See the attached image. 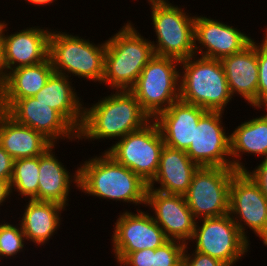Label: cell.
Wrapping results in <instances>:
<instances>
[{
    "instance_id": "cell-1",
    "label": "cell",
    "mask_w": 267,
    "mask_h": 266,
    "mask_svg": "<svg viewBox=\"0 0 267 266\" xmlns=\"http://www.w3.org/2000/svg\"><path fill=\"white\" fill-rule=\"evenodd\" d=\"M150 121L131 91L116 90L92 107H84L82 125L77 132L78 142L82 138L91 141L105 138L119 140Z\"/></svg>"
},
{
    "instance_id": "cell-2",
    "label": "cell",
    "mask_w": 267,
    "mask_h": 266,
    "mask_svg": "<svg viewBox=\"0 0 267 266\" xmlns=\"http://www.w3.org/2000/svg\"><path fill=\"white\" fill-rule=\"evenodd\" d=\"M78 169V189L85 194L146 207L148 183L106 152L86 160Z\"/></svg>"
},
{
    "instance_id": "cell-3",
    "label": "cell",
    "mask_w": 267,
    "mask_h": 266,
    "mask_svg": "<svg viewBox=\"0 0 267 266\" xmlns=\"http://www.w3.org/2000/svg\"><path fill=\"white\" fill-rule=\"evenodd\" d=\"M151 40L144 38L127 21L106 40L102 83L113 90H131L143 68L154 56Z\"/></svg>"
},
{
    "instance_id": "cell-4",
    "label": "cell",
    "mask_w": 267,
    "mask_h": 266,
    "mask_svg": "<svg viewBox=\"0 0 267 266\" xmlns=\"http://www.w3.org/2000/svg\"><path fill=\"white\" fill-rule=\"evenodd\" d=\"M180 64V100L208 111L224 112L233 96L221 61L194 54Z\"/></svg>"
},
{
    "instance_id": "cell-5",
    "label": "cell",
    "mask_w": 267,
    "mask_h": 266,
    "mask_svg": "<svg viewBox=\"0 0 267 266\" xmlns=\"http://www.w3.org/2000/svg\"><path fill=\"white\" fill-rule=\"evenodd\" d=\"M90 42L77 35L51 30L48 58L54 72L67 77L72 73V76L102 84L106 40L97 45Z\"/></svg>"
},
{
    "instance_id": "cell-6",
    "label": "cell",
    "mask_w": 267,
    "mask_h": 266,
    "mask_svg": "<svg viewBox=\"0 0 267 266\" xmlns=\"http://www.w3.org/2000/svg\"><path fill=\"white\" fill-rule=\"evenodd\" d=\"M156 43L151 41L155 55L184 60L195 54V15L173 5L169 0H147Z\"/></svg>"
},
{
    "instance_id": "cell-7",
    "label": "cell",
    "mask_w": 267,
    "mask_h": 266,
    "mask_svg": "<svg viewBox=\"0 0 267 266\" xmlns=\"http://www.w3.org/2000/svg\"><path fill=\"white\" fill-rule=\"evenodd\" d=\"M180 60L154 55L130 90L142 110L154 120L161 112L180 99Z\"/></svg>"
},
{
    "instance_id": "cell-8",
    "label": "cell",
    "mask_w": 267,
    "mask_h": 266,
    "mask_svg": "<svg viewBox=\"0 0 267 266\" xmlns=\"http://www.w3.org/2000/svg\"><path fill=\"white\" fill-rule=\"evenodd\" d=\"M164 145L158 124L151 120L140 130L115 141L104 152L149 184L157 174Z\"/></svg>"
},
{
    "instance_id": "cell-9",
    "label": "cell",
    "mask_w": 267,
    "mask_h": 266,
    "mask_svg": "<svg viewBox=\"0 0 267 266\" xmlns=\"http://www.w3.org/2000/svg\"><path fill=\"white\" fill-rule=\"evenodd\" d=\"M237 171L225 167L201 166L183 195L196 220L219 217L229 212V191Z\"/></svg>"
},
{
    "instance_id": "cell-10",
    "label": "cell",
    "mask_w": 267,
    "mask_h": 266,
    "mask_svg": "<svg viewBox=\"0 0 267 266\" xmlns=\"http://www.w3.org/2000/svg\"><path fill=\"white\" fill-rule=\"evenodd\" d=\"M196 220L191 241L196 242L195 251L233 266L249 249L247 240L229 214ZM202 222V223H201Z\"/></svg>"
},
{
    "instance_id": "cell-11",
    "label": "cell",
    "mask_w": 267,
    "mask_h": 266,
    "mask_svg": "<svg viewBox=\"0 0 267 266\" xmlns=\"http://www.w3.org/2000/svg\"><path fill=\"white\" fill-rule=\"evenodd\" d=\"M228 214L247 240L246 226L267 245V197L246 171H237L231 179Z\"/></svg>"
},
{
    "instance_id": "cell-12",
    "label": "cell",
    "mask_w": 267,
    "mask_h": 266,
    "mask_svg": "<svg viewBox=\"0 0 267 266\" xmlns=\"http://www.w3.org/2000/svg\"><path fill=\"white\" fill-rule=\"evenodd\" d=\"M222 113L207 110L194 127V142L185 152L200 167L232 168L230 134L221 121Z\"/></svg>"
},
{
    "instance_id": "cell-13",
    "label": "cell",
    "mask_w": 267,
    "mask_h": 266,
    "mask_svg": "<svg viewBox=\"0 0 267 266\" xmlns=\"http://www.w3.org/2000/svg\"><path fill=\"white\" fill-rule=\"evenodd\" d=\"M113 229L112 250L117 263L131 252L156 249L169 240L151 214L140 209L136 214L128 211L119 214Z\"/></svg>"
},
{
    "instance_id": "cell-14",
    "label": "cell",
    "mask_w": 267,
    "mask_h": 266,
    "mask_svg": "<svg viewBox=\"0 0 267 266\" xmlns=\"http://www.w3.org/2000/svg\"><path fill=\"white\" fill-rule=\"evenodd\" d=\"M194 33L195 54L216 60L242 51L253 41L240 29L203 15L195 16Z\"/></svg>"
},
{
    "instance_id": "cell-15",
    "label": "cell",
    "mask_w": 267,
    "mask_h": 266,
    "mask_svg": "<svg viewBox=\"0 0 267 266\" xmlns=\"http://www.w3.org/2000/svg\"><path fill=\"white\" fill-rule=\"evenodd\" d=\"M4 112L15 122L40 132L54 145L59 139L77 140V131L55 109L34 97L18 99Z\"/></svg>"
},
{
    "instance_id": "cell-16",
    "label": "cell",
    "mask_w": 267,
    "mask_h": 266,
    "mask_svg": "<svg viewBox=\"0 0 267 266\" xmlns=\"http://www.w3.org/2000/svg\"><path fill=\"white\" fill-rule=\"evenodd\" d=\"M146 206L154 211L152 216L154 221L162 228L169 240H178L185 244L188 243L187 240L191 242L196 219L183 195L148 189Z\"/></svg>"
},
{
    "instance_id": "cell-17",
    "label": "cell",
    "mask_w": 267,
    "mask_h": 266,
    "mask_svg": "<svg viewBox=\"0 0 267 266\" xmlns=\"http://www.w3.org/2000/svg\"><path fill=\"white\" fill-rule=\"evenodd\" d=\"M4 24L1 37L4 45V61L8 72L21 66L35 65L48 59L51 29L39 26L26 28L5 35ZM36 27V28H35ZM39 27V28H38Z\"/></svg>"
},
{
    "instance_id": "cell-18",
    "label": "cell",
    "mask_w": 267,
    "mask_h": 266,
    "mask_svg": "<svg viewBox=\"0 0 267 266\" xmlns=\"http://www.w3.org/2000/svg\"><path fill=\"white\" fill-rule=\"evenodd\" d=\"M206 111L179 99L161 112L154 121L159 126L165 145L186 151L194 142V127Z\"/></svg>"
},
{
    "instance_id": "cell-19",
    "label": "cell",
    "mask_w": 267,
    "mask_h": 266,
    "mask_svg": "<svg viewBox=\"0 0 267 266\" xmlns=\"http://www.w3.org/2000/svg\"><path fill=\"white\" fill-rule=\"evenodd\" d=\"M232 96L240 95L257 107L258 61L257 43L253 41L242 51L220 60Z\"/></svg>"
},
{
    "instance_id": "cell-20",
    "label": "cell",
    "mask_w": 267,
    "mask_h": 266,
    "mask_svg": "<svg viewBox=\"0 0 267 266\" xmlns=\"http://www.w3.org/2000/svg\"><path fill=\"white\" fill-rule=\"evenodd\" d=\"M199 167L185 151L164 145L157 174L148 184V189L166 194L184 195ZM155 182L160 184V187L155 188Z\"/></svg>"
},
{
    "instance_id": "cell-21",
    "label": "cell",
    "mask_w": 267,
    "mask_h": 266,
    "mask_svg": "<svg viewBox=\"0 0 267 266\" xmlns=\"http://www.w3.org/2000/svg\"><path fill=\"white\" fill-rule=\"evenodd\" d=\"M53 148L55 145L39 156L38 201L55 202L66 207L71 184L79 188V169L74 176L70 174L52 152Z\"/></svg>"
},
{
    "instance_id": "cell-22",
    "label": "cell",
    "mask_w": 267,
    "mask_h": 266,
    "mask_svg": "<svg viewBox=\"0 0 267 266\" xmlns=\"http://www.w3.org/2000/svg\"><path fill=\"white\" fill-rule=\"evenodd\" d=\"M53 73L49 58L35 65L10 70L0 88V110L5 111L18 99L36 95Z\"/></svg>"
},
{
    "instance_id": "cell-23",
    "label": "cell",
    "mask_w": 267,
    "mask_h": 266,
    "mask_svg": "<svg viewBox=\"0 0 267 266\" xmlns=\"http://www.w3.org/2000/svg\"><path fill=\"white\" fill-rule=\"evenodd\" d=\"M53 145L40 132L15 122L0 110V146L14 160L41 156Z\"/></svg>"
},
{
    "instance_id": "cell-24",
    "label": "cell",
    "mask_w": 267,
    "mask_h": 266,
    "mask_svg": "<svg viewBox=\"0 0 267 266\" xmlns=\"http://www.w3.org/2000/svg\"><path fill=\"white\" fill-rule=\"evenodd\" d=\"M69 77L53 73L44 87L33 97L55 109L77 132L83 121V103ZM80 98V99H79Z\"/></svg>"
},
{
    "instance_id": "cell-25",
    "label": "cell",
    "mask_w": 267,
    "mask_h": 266,
    "mask_svg": "<svg viewBox=\"0 0 267 266\" xmlns=\"http://www.w3.org/2000/svg\"><path fill=\"white\" fill-rule=\"evenodd\" d=\"M20 225L27 241L42 246L57 233L61 225V212L66 207L46 201L29 200ZM60 216V217H59Z\"/></svg>"
},
{
    "instance_id": "cell-26",
    "label": "cell",
    "mask_w": 267,
    "mask_h": 266,
    "mask_svg": "<svg viewBox=\"0 0 267 266\" xmlns=\"http://www.w3.org/2000/svg\"><path fill=\"white\" fill-rule=\"evenodd\" d=\"M243 153L260 155L262 158L265 156L264 158H267V113L242 122L230 134L232 168L236 171H245L247 169L245 163L243 166V163L240 162V157Z\"/></svg>"
},
{
    "instance_id": "cell-27",
    "label": "cell",
    "mask_w": 267,
    "mask_h": 266,
    "mask_svg": "<svg viewBox=\"0 0 267 266\" xmlns=\"http://www.w3.org/2000/svg\"><path fill=\"white\" fill-rule=\"evenodd\" d=\"M38 178L39 156L14 160L11 193L17 191L23 198L38 201Z\"/></svg>"
},
{
    "instance_id": "cell-28",
    "label": "cell",
    "mask_w": 267,
    "mask_h": 266,
    "mask_svg": "<svg viewBox=\"0 0 267 266\" xmlns=\"http://www.w3.org/2000/svg\"><path fill=\"white\" fill-rule=\"evenodd\" d=\"M4 222V223H2ZM0 223V259L14 257L24 249L26 237L19 226L2 221Z\"/></svg>"
},
{
    "instance_id": "cell-29",
    "label": "cell",
    "mask_w": 267,
    "mask_h": 266,
    "mask_svg": "<svg viewBox=\"0 0 267 266\" xmlns=\"http://www.w3.org/2000/svg\"><path fill=\"white\" fill-rule=\"evenodd\" d=\"M185 245L178 240H168L155 249L153 266H182Z\"/></svg>"
},
{
    "instance_id": "cell-30",
    "label": "cell",
    "mask_w": 267,
    "mask_h": 266,
    "mask_svg": "<svg viewBox=\"0 0 267 266\" xmlns=\"http://www.w3.org/2000/svg\"><path fill=\"white\" fill-rule=\"evenodd\" d=\"M267 29V28H266ZM262 43L257 44L258 87L257 108H267V30ZM260 44V45H259Z\"/></svg>"
},
{
    "instance_id": "cell-31",
    "label": "cell",
    "mask_w": 267,
    "mask_h": 266,
    "mask_svg": "<svg viewBox=\"0 0 267 266\" xmlns=\"http://www.w3.org/2000/svg\"><path fill=\"white\" fill-rule=\"evenodd\" d=\"M188 243L185 245L182 266H226L220 260L213 258L207 254L193 251L192 254L188 253Z\"/></svg>"
},
{
    "instance_id": "cell-32",
    "label": "cell",
    "mask_w": 267,
    "mask_h": 266,
    "mask_svg": "<svg viewBox=\"0 0 267 266\" xmlns=\"http://www.w3.org/2000/svg\"><path fill=\"white\" fill-rule=\"evenodd\" d=\"M155 249H143L129 253L120 263V266H153Z\"/></svg>"
},
{
    "instance_id": "cell-33",
    "label": "cell",
    "mask_w": 267,
    "mask_h": 266,
    "mask_svg": "<svg viewBox=\"0 0 267 266\" xmlns=\"http://www.w3.org/2000/svg\"><path fill=\"white\" fill-rule=\"evenodd\" d=\"M256 167L252 171L248 169L245 171L258 184L262 193L267 197V158H264Z\"/></svg>"
},
{
    "instance_id": "cell-34",
    "label": "cell",
    "mask_w": 267,
    "mask_h": 266,
    "mask_svg": "<svg viewBox=\"0 0 267 266\" xmlns=\"http://www.w3.org/2000/svg\"><path fill=\"white\" fill-rule=\"evenodd\" d=\"M14 167V159L0 146V179L10 183Z\"/></svg>"
},
{
    "instance_id": "cell-35",
    "label": "cell",
    "mask_w": 267,
    "mask_h": 266,
    "mask_svg": "<svg viewBox=\"0 0 267 266\" xmlns=\"http://www.w3.org/2000/svg\"><path fill=\"white\" fill-rule=\"evenodd\" d=\"M7 75H8V70L6 68L4 61V45L2 37L0 35V88L5 82Z\"/></svg>"
},
{
    "instance_id": "cell-36",
    "label": "cell",
    "mask_w": 267,
    "mask_h": 266,
    "mask_svg": "<svg viewBox=\"0 0 267 266\" xmlns=\"http://www.w3.org/2000/svg\"><path fill=\"white\" fill-rule=\"evenodd\" d=\"M11 195L10 183L6 180L0 179V205L2 206L4 202Z\"/></svg>"
},
{
    "instance_id": "cell-37",
    "label": "cell",
    "mask_w": 267,
    "mask_h": 266,
    "mask_svg": "<svg viewBox=\"0 0 267 266\" xmlns=\"http://www.w3.org/2000/svg\"><path fill=\"white\" fill-rule=\"evenodd\" d=\"M25 1L28 2L30 5L32 4V5H38V6L40 5L46 6V5L53 3L56 0H25Z\"/></svg>"
},
{
    "instance_id": "cell-38",
    "label": "cell",
    "mask_w": 267,
    "mask_h": 266,
    "mask_svg": "<svg viewBox=\"0 0 267 266\" xmlns=\"http://www.w3.org/2000/svg\"><path fill=\"white\" fill-rule=\"evenodd\" d=\"M4 24H5V21H0V35H1V31H2V28H3V26H4Z\"/></svg>"
}]
</instances>
